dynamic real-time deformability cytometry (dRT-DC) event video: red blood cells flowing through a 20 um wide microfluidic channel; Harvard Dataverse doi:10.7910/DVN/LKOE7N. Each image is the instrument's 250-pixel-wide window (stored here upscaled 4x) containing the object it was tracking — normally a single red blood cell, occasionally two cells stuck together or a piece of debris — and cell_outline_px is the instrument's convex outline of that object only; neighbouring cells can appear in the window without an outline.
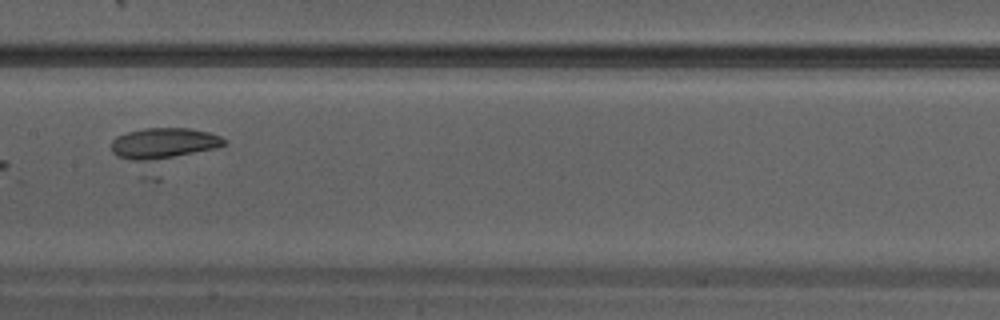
{"species": "Egyptian fruit bat (a non-hibernating species)", "species_latin": "Rousettus aegyptiacus", "temperature_condition": "warm", "stored_images_in_passage": 12, "camera_frame_rate_fps": 3000, "um_per_image_px": 0.085, "animal": {"sex": "male"}, "frame": {"image": 1, "passage_image": 10, "time_ms": 3.0, "image_size_px": [1000, 320], "cell_outline_px": [[228, 144], [160, 180], [140, 180], [112, 152], [112, 140], [116, 136], [128, 132], [144, 128], [188, 128], [208, 132], [220, 136], [228, 140]], "centroid_in_image_um": [13.91, 12.75], "position_along_channel_um": 193.5, "area_um2": 29.48}}